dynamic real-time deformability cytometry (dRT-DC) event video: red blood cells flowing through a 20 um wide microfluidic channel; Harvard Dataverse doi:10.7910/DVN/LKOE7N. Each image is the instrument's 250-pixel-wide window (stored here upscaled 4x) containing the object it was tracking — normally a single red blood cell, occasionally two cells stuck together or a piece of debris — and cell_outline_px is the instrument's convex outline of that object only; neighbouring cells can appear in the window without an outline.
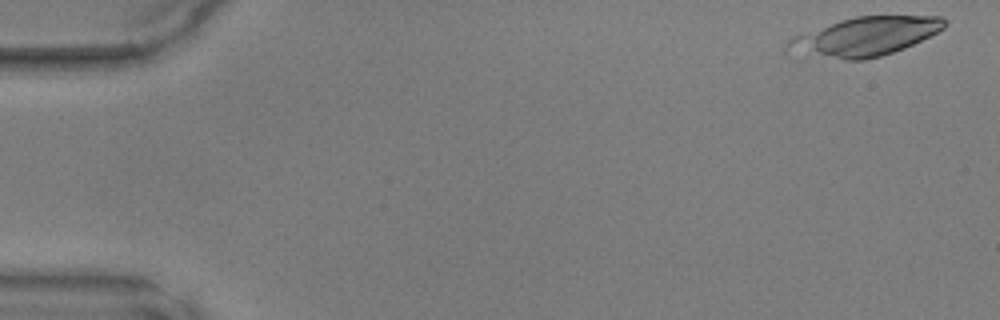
{"species": "common noctule bat (a hibernating species)", "species_latin": "Nyctalus noctula", "temperature_condition": "warm", "stored_images_in_passage": 36, "camera_frame_rate_fps": 3000, "um_per_image_px": 0.085, "animal": {"sex": "male", "body_mass_g": 17.9, "forearm_length_mm": 54.2}, "frame": {"image": 1, "passage_image": 1, "time_ms": 0.0, "image_size_px": [1000, 320], "cell_outline_px": [[948, 24], [944, 28], [904, 48], [880, 56], [864, 60], [844, 60], [784, 48], [788, 40], [796, 36], [840, 20], [856, 16], [940, 16]], "centroid_in_image_um": [73.61, 3.08], "position_along_channel_um": 11.4, "area_um2": 34.22}}